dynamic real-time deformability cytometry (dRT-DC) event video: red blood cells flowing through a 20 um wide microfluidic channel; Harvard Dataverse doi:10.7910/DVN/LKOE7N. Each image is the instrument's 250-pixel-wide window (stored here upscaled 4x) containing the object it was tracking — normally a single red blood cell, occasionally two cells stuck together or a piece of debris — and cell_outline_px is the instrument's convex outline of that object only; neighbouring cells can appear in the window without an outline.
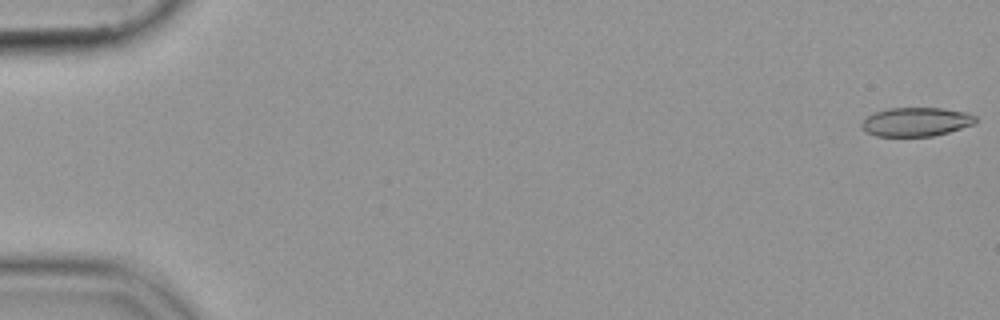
{"species": "common noctule bat (a hibernating species)", "species_latin": "Nyctalus noctula", "temperature_condition": "cold", "stored_images_in_passage": 50, "camera_frame_rate_fps": 3000, "um_per_image_px": 0.085, "animal": {"sex": "female", "body_mass_g": 19.9}, "frame": {"image": 1, "passage_image": 1, "time_ms": 0.0, "image_size_px": [1000, 320], "cell_outline_px": [[976, 124], [948, 132], [932, 136], [876, 136], [860, 128], [860, 124], [872, 112], [888, 108], [944, 108], [968, 112], [976, 116]], "centroid_in_image_um": [77.88, 10.35], "position_along_channel_um": 7.1, "area_um2": 19.36}}
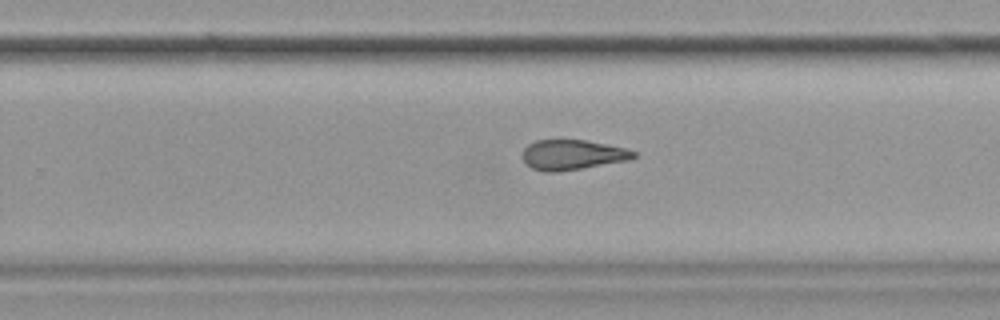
{"frame": {"image": 2, "passage_image": 36, "time_ms": 11.667, "image_size_px": [1000, 320], "cell_outline_px": [[636, 156], [628, 160], [556, 172], [544, 172], [532, 168], [524, 164], [520, 156], [524, 148], [528, 144], [536, 140], [584, 140], [624, 148], [636, 152]], "centroid_in_image_um": [48.56, 13.16], "position_along_channel_um": 281.2, "area_um2": 19.36}}
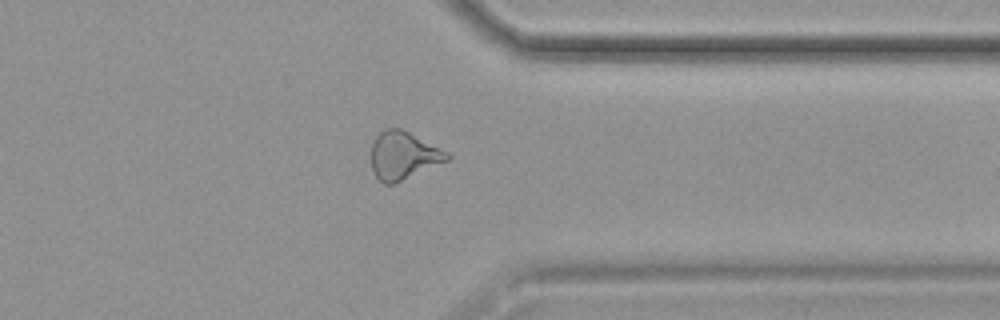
{"frame": {"image": 3, "passage_image": 44, "time_ms": 14.333, "image_size_px": [1000, 320], "cell_outline_px": [[452, 156], [448, 160], [392, 184], [384, 184], [372, 172], [372, 144], [376, 136], [384, 128], [400, 128], [448, 152]], "centroid_in_image_um": [34.26, 13.21], "position_along_channel_um": 377.1, "area_um2": 20.75}}